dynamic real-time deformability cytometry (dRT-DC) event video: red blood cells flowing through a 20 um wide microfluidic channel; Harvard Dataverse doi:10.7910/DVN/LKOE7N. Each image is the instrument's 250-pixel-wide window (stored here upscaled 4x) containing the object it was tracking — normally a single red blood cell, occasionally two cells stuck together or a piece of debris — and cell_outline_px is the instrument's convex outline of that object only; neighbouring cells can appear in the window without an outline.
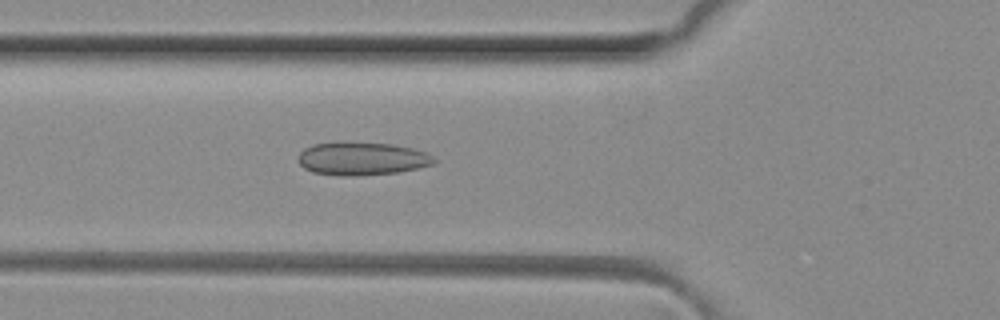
{"species": "common noctule bat (a hibernating species)", "species_latin": "Nyctalus noctula", "temperature_condition": "room temperature", "stored_images_in_passage": 43, "camera_frame_rate_fps": 3000, "um_per_image_px": 0.085, "animal": {"sex": "female", "body_mass_g": 29.2, "forearm_length_mm": 56.3}, "frame": {"image": 1, "passage_image": 16, "time_ms": 5.0, "image_size_px": [1000, 320], "cell_outline_px": [[436, 164], [400, 172], [356, 176], [340, 176], [312, 172], [304, 168], [300, 164], [300, 152], [304, 148], [312, 144], [344, 140], [392, 144], [412, 148], [424, 152], [432, 156], [436, 160]], "centroid_in_image_um": [30.76, 13.47], "position_along_channel_um": 95.0, "area_um2": 26.76}}
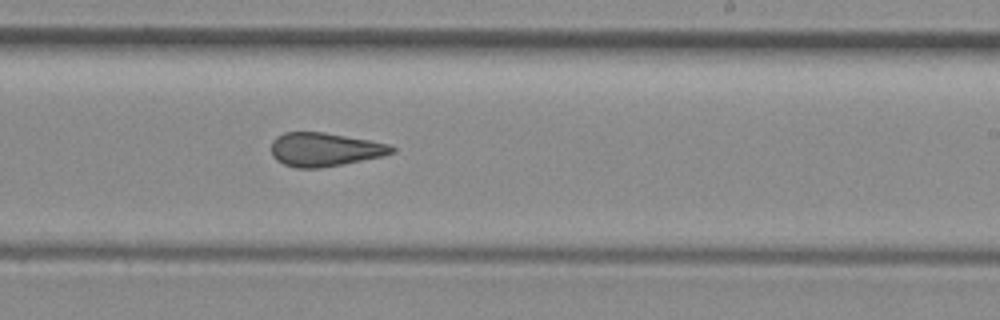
{"frame": {"image": 2, "passage_image": 28, "time_ms": 9.0, "image_size_px": [1000, 320], "cell_outline_px": [[396, 152], [380, 156], [320, 168], [296, 168], [284, 164], [276, 160], [272, 156], [272, 140], [276, 136], [284, 132], [324, 132], [368, 140], [388, 144], [396, 148]], "centroid_in_image_um": [27.55, 12.7], "position_along_channel_um": 261.4, "area_um2": 23.41}}
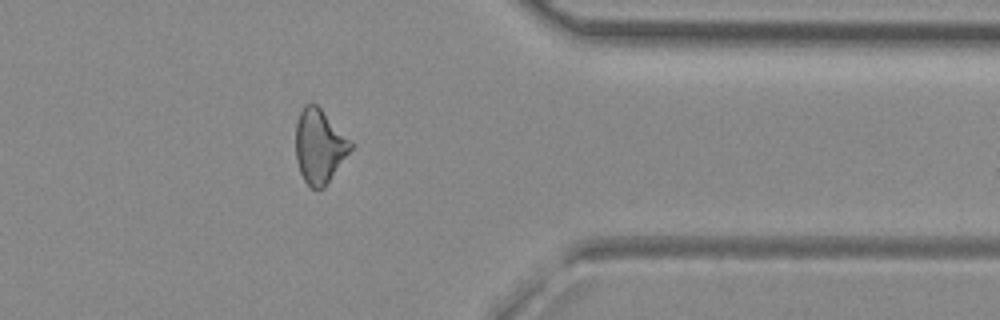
{"frame": {"image": 3, "passage_image": 38, "time_ms": 12.333, "image_size_px": [1000, 320], "cell_outline_px": [[352, 148], [324, 188], [312, 188], [304, 180], [300, 172], [296, 160], [296, 120], [304, 104], [316, 104], [320, 108], [352, 144]], "centroid_in_image_um": [27.1, 12.44], "position_along_channel_um": 384.3, "area_um2": 23.12}}